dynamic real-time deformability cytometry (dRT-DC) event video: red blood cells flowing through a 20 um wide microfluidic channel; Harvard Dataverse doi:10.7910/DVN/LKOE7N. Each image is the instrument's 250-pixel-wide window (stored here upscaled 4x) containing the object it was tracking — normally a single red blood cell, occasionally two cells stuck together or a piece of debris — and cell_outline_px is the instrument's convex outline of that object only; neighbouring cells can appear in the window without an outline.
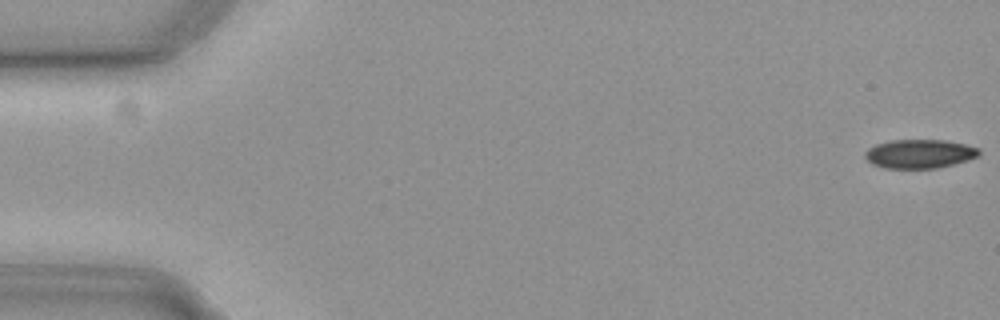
{"species": "common noctule bat (a hibernating species)", "species_latin": "Nyctalus noctula", "temperature_condition": "cold", "stored_images_in_passage": 10, "camera_frame_rate_fps": 3000, "um_per_image_px": 0.085, "animal": {"sex": "female", "body_mass_g": 19.3, "forearm_length_mm": 54.1}, "frame": {"image": 1, "passage_image": 1, "time_ms": 0.0, "image_size_px": [1000, 320], "cell_outline_px": [[980, 156], [968, 160], [936, 168], [884, 168], [872, 164], [864, 156], [864, 152], [868, 148], [876, 144], [892, 140], [944, 140], [964, 144], [980, 148]], "centroid_in_image_um": [78.16, 13.07], "position_along_channel_um": 6.8, "area_um2": 19.19}}